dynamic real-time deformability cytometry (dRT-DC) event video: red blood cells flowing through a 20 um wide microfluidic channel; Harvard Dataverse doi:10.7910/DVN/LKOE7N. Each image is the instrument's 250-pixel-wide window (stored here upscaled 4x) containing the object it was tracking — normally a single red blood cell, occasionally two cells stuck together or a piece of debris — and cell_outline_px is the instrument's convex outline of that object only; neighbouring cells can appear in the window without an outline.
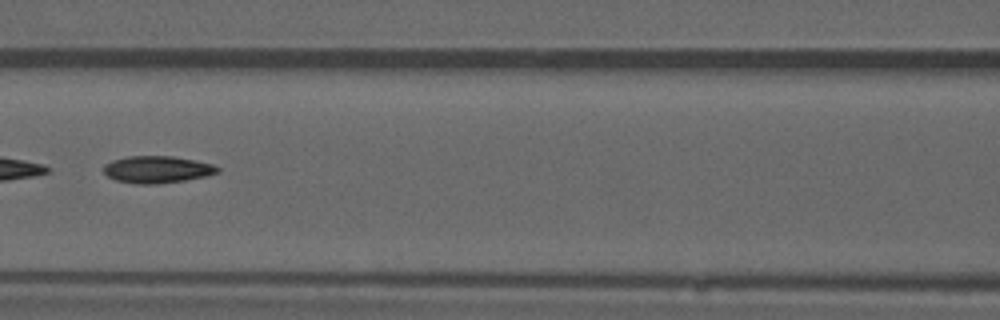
{"species": "common noctule bat (a hibernating species)", "species_latin": "Nyctalus noctula", "temperature_condition": "warm", "stored_images_in_passage": 40, "camera_frame_rate_fps": 3000, "um_per_image_px": 0.085, "animal": {"sex": "male", "forearm_length_mm": 52.5}, "frame": {"image": 1, "passage_image": 12, "time_ms": 3.667, "image_size_px": [1000, 320], "cell_outline_px": [[220, 172], [208, 176], [184, 180], [156, 184], [136, 184], [116, 180], [108, 176], [104, 172], [104, 164], [112, 160], [128, 156], [172, 156], [196, 160], [212, 164], [220, 168]], "centroid_in_image_um": [13.38, 14.4], "position_along_channel_um": 153.2, "area_um2": 18.03}, "authors_computed_cell_mechanics": {"area_um2": 17.8024, "velocity_mm_per_s": 3.9598, "shape_relaxation_time_tau1_ms": null, "shape_relaxation_time_tau2_ms": 4.6999, "deformation_change_tau1": null, "deformation_change_tau2": 0.1297}}